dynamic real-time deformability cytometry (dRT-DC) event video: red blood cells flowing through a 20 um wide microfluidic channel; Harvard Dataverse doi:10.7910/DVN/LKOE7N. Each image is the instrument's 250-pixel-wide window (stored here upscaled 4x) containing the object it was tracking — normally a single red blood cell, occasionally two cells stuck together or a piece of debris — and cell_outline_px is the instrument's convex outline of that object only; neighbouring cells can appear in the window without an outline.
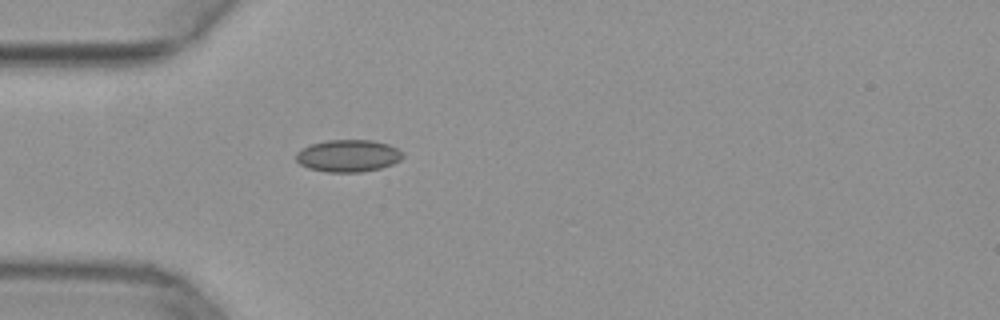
{"species": "common noctule bat (a hibernating species)", "species_latin": "Nyctalus noctula", "temperature_condition": "warm", "stored_images_in_passage": 38, "camera_frame_rate_fps": 3000, "um_per_image_px": 0.085, "animal": {"sex": "female", "body_mass_g": 29.2, "forearm_length_mm": 56.3}, "frame": {"image": 1, "passage_image": 3, "time_ms": 0.667, "image_size_px": [1000, 320], "cell_outline_px": [[404, 156], [400, 160], [392, 164], [380, 168], [360, 172], [328, 172], [308, 168], [300, 164], [296, 160], [296, 152], [312, 144], [328, 140], [372, 140], [388, 144], [404, 152]], "centroid_in_image_um": [29.61, 13.24], "position_along_channel_um": 55.4, "area_um2": 19.94}}
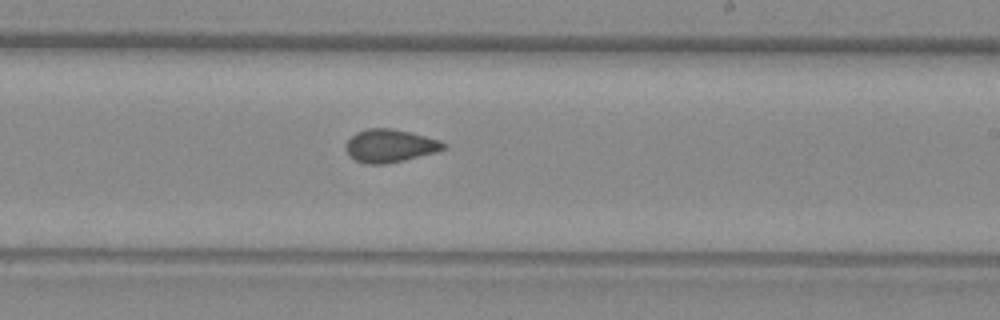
{"frame": {"image": 2, "passage_image": 18, "time_ms": 5.667, "image_size_px": [1000, 320], "cell_outline_px": [[448, 148], [436, 152], [404, 160], [384, 164], [364, 164], [356, 160], [344, 148], [348, 140], [356, 132], [368, 128], [392, 128], [412, 132], [440, 140], [448, 144]], "centroid_in_image_um": [33.19, 12.38], "position_along_channel_um": 255.8, "area_um2": 18.9}}
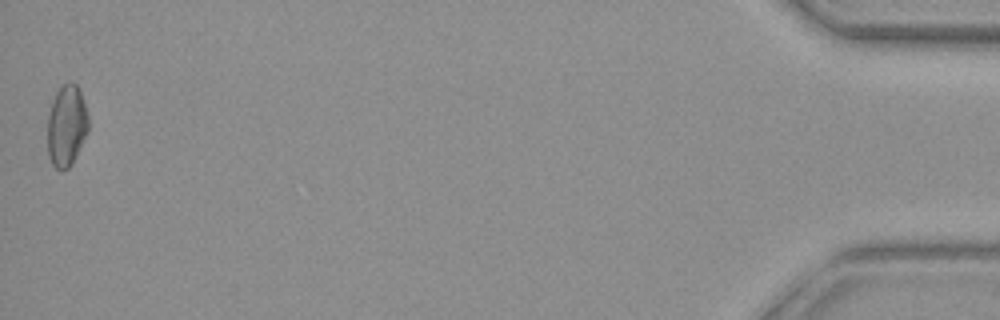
{"frame": {"image": 3, "passage_image": 38, "time_ms": 12.333, "image_size_px": [1000, 320], "cell_outline_px": [[88, 132], [72, 164], [68, 168], [56, 168], [52, 164], [48, 156], [48, 116], [52, 100], [56, 92], [64, 84], [72, 80], [76, 84], [80, 92], [88, 116]], "centroid_in_image_um": [5.66, 10.68], "position_along_channel_um": 429.5, "area_um2": 19.25}}